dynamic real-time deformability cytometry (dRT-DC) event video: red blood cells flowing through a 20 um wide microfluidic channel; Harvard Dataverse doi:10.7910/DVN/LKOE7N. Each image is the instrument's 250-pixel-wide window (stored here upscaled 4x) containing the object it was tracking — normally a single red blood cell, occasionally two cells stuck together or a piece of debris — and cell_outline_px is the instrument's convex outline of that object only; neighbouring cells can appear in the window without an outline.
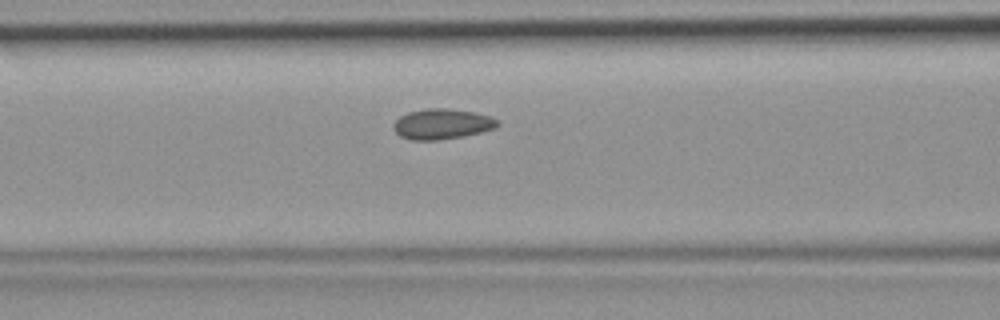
{"species": "common noctule bat (a hibernating species)", "species_latin": "Nyctalus noctula", "temperature_condition": "room temperature", "stored_images_in_passage": 43, "camera_frame_rate_fps": 3000, "um_per_image_px": 0.085, "animal": {"sex": "female", "body_mass_g": 19.9}, "frame": {"image": 1, "passage_image": 15, "time_ms": 4.667, "image_size_px": [1000, 320], "cell_outline_px": [[500, 124], [496, 128], [464, 136], [436, 140], [412, 140], [400, 136], [392, 128], [392, 124], [400, 116], [408, 112], [424, 108], [448, 108], [476, 112], [492, 116], [500, 120]], "centroid_in_image_um": [37.6, 10.53], "position_along_channel_um": 129.0, "area_um2": 18.73}}
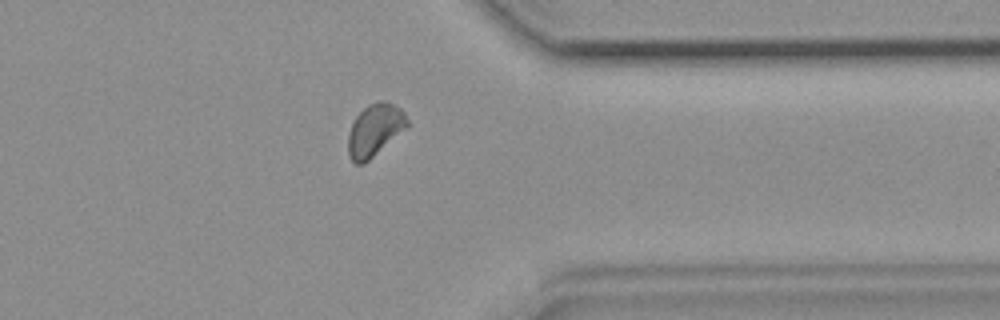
{"frame": {"image": 2, "passage_image": 33, "time_ms": 10.667, "image_size_px": [1000, 320], "cell_outline_px": [[408, 128], [364, 164], [356, 164], [352, 160], [348, 152], [348, 136], [352, 124], [356, 116], [368, 104], [380, 100], [392, 104], [400, 108], [404, 112], [408, 120]], "centroid_in_image_um": [31.88, 11.06], "position_along_channel_um": 379.5, "area_um2": 17.98}}
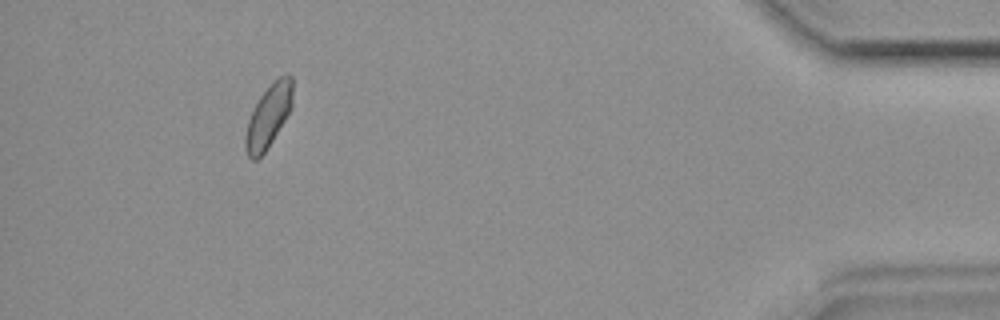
{"frame": {"image": 3, "passage_image": 39, "time_ms": 12.667, "image_size_px": [1000, 320], "cell_outline_px": [[292, 104], [284, 120], [268, 148], [256, 160], [252, 160], [248, 156], [244, 148], [244, 136], [248, 120], [252, 108], [260, 96], [280, 76], [288, 72], [292, 76]], "centroid_in_image_um": [22.78, 9.89], "position_along_channel_um": 412.4, "area_um2": 17.17}}